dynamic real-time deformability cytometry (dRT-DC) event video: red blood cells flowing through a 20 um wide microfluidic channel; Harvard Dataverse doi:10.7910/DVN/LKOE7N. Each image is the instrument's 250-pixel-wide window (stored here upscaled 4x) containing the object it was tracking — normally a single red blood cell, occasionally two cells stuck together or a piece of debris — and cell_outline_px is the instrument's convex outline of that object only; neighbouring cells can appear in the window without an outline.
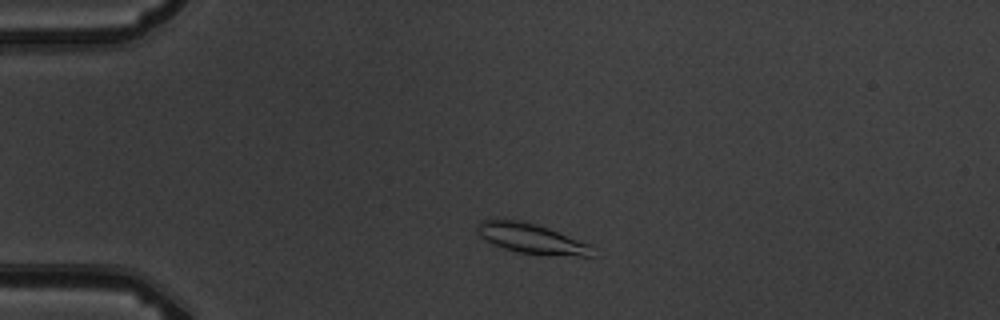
{"species": "common noctule bat (a hibernating species)", "species_latin": "Nyctalus noctula", "temperature_condition": "warm", "stored_images_in_passage": 3, "camera_frame_rate_fps": 3000, "um_per_image_px": 0.085, "animal": {"sex": "male", "body_mass_g": 19.5, "forearm_length_mm": 54.6}, "frame": {"image": 1, "passage_image": 2, "time_ms": 1.333, "image_size_px": [1000, 320], "cell_outline_px": [[592, 256], [548, 256], [516, 252], [492, 244], [484, 240], [476, 232], [476, 224], [480, 220], [516, 220], [536, 224], [548, 228], [592, 244]], "centroid_in_image_um": [45.17, 20.3], "position_along_channel_um": 39.8, "area_um2": 20.4}}